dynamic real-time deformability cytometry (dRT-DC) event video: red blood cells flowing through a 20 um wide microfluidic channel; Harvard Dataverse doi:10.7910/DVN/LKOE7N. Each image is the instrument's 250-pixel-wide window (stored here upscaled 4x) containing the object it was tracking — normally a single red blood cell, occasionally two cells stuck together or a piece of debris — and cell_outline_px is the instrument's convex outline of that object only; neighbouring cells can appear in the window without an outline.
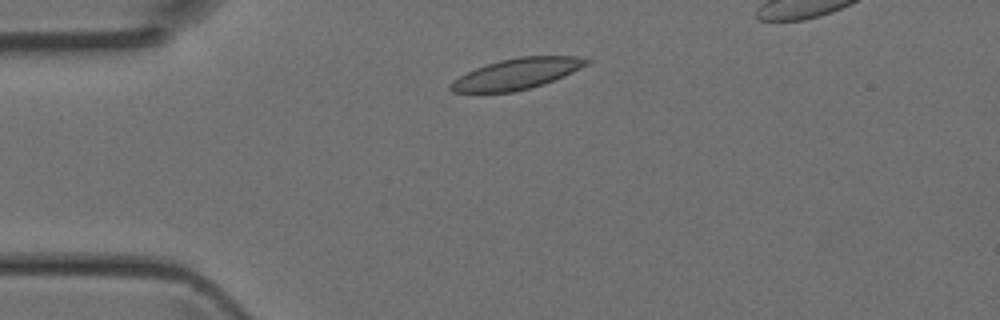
{"species": "Egyptian fruit bat (a non-hibernating species)", "species_latin": "Rousettus aegyptiacus", "temperature_condition": "room temperature", "stored_images_in_passage": 4, "camera_frame_rate_fps": 3000, "um_per_image_px": 0.085, "animal": {"sex": "female"}, "frame": {"image": 1, "passage_image": 2, "time_ms": 0.333, "image_size_px": [1000, 320], "cell_outline_px": [[592, 60], [588, 64], [564, 76], [544, 84], [512, 92], [452, 92], [448, 88], [448, 84], [452, 80], [476, 68], [500, 60], [520, 56], [576, 56]], "centroid_in_image_um": [43.92, 6.27], "position_along_channel_um": 41.1, "area_um2": 24.28}}
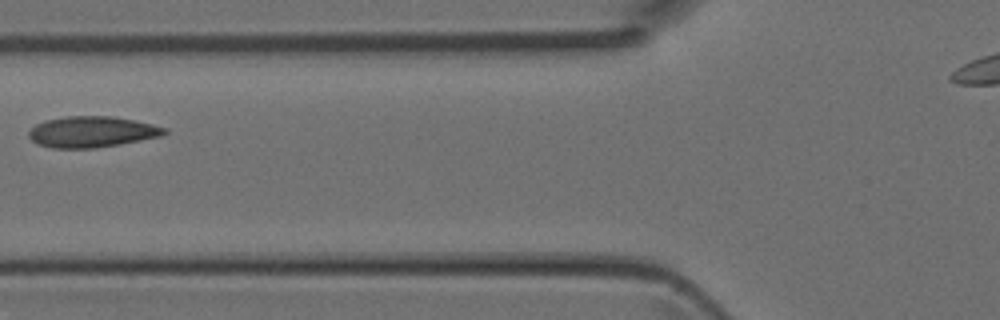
{"frame": {"image": 2, "passage_image": 4, "time_ms": 1.0, "image_size_px": [1000, 320], "cell_outline_px": [[168, 132], [160, 136], [120, 144], [96, 148], [52, 148], [36, 144], [28, 136], [28, 132], [36, 124], [44, 120], [64, 116], [112, 116], [136, 120], [168, 128]], "centroid_in_image_um": [7.8, 11.2], "position_along_channel_um": 118.0, "area_um2": 24.68}}